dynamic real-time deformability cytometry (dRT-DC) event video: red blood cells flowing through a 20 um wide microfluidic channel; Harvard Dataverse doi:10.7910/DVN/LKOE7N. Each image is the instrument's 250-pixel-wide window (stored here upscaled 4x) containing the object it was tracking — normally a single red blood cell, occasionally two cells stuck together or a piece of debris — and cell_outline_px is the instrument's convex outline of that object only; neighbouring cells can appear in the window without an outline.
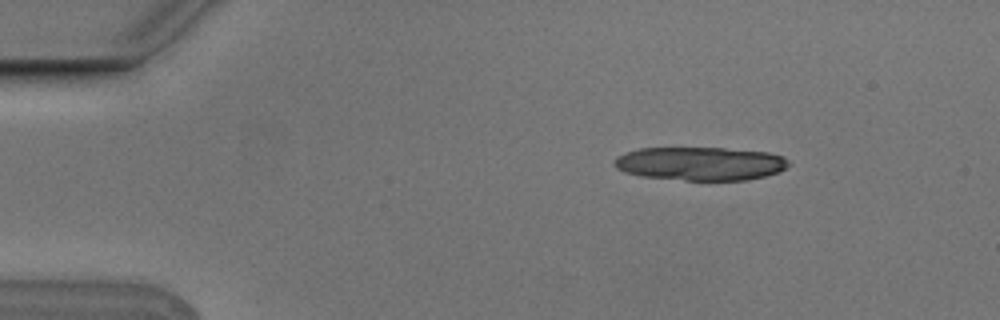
{"species": "Egyptian fruit bat (a non-hibernating species)", "species_latin": "Rousettus aegyptiacus", "temperature_condition": "cold", "stored_images_in_passage": 6, "camera_frame_rate_fps": 3000, "um_per_image_px": 0.085, "animal": {"sex": "male"}, "frame": {"image": 1, "passage_image": 3, "time_ms": 0.667, "image_size_px": [1000, 320], "cell_outline_px": [[788, 164], [780, 172], [748, 180], [684, 180], [640, 176], [624, 172], [616, 168], [612, 164], [616, 156], [640, 148], [724, 148], [768, 152], [784, 156], [788, 160]], "centroid_in_image_um": [59.51, 13.91], "position_along_channel_um": 25.5, "area_um2": 34.1}}
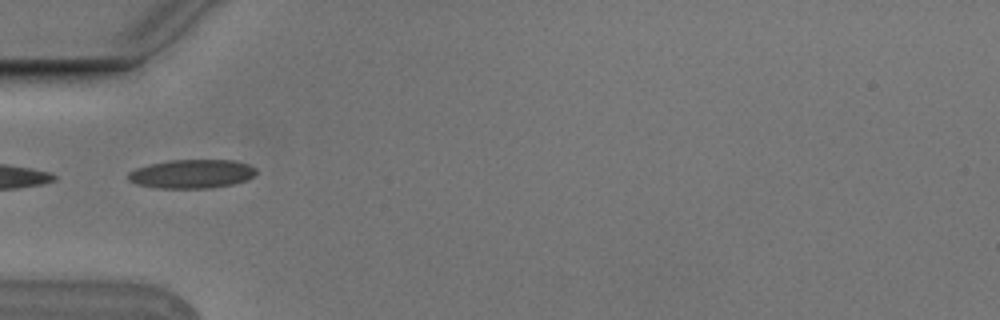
{"frame": {"image": 2, "passage_image": 6, "time_ms": 1.667, "image_size_px": [1000, 320], "cell_outline_px": [[256, 172], [252, 176], [244, 180], [232, 184], [212, 188], [156, 188], [136, 184], [128, 180], [128, 172], [136, 168], [148, 164], [168, 160], [232, 160], [248, 164], [256, 168]], "centroid_in_image_um": [16.25, 14.78], "position_along_channel_um": 68.7, "area_um2": 21.5}}